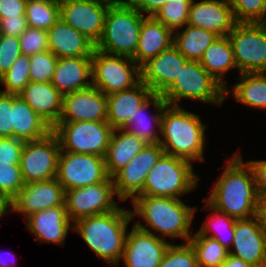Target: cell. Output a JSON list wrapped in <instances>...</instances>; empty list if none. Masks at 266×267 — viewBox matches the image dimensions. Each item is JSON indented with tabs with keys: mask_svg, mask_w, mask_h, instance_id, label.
<instances>
[{
	"mask_svg": "<svg viewBox=\"0 0 266 267\" xmlns=\"http://www.w3.org/2000/svg\"><path fill=\"white\" fill-rule=\"evenodd\" d=\"M152 94L142 81L133 88L107 94V122L113 129H121Z\"/></svg>",
	"mask_w": 266,
	"mask_h": 267,
	"instance_id": "484cf974",
	"label": "cell"
},
{
	"mask_svg": "<svg viewBox=\"0 0 266 267\" xmlns=\"http://www.w3.org/2000/svg\"><path fill=\"white\" fill-rule=\"evenodd\" d=\"M228 38L239 73L266 71V30L260 23H237Z\"/></svg>",
	"mask_w": 266,
	"mask_h": 267,
	"instance_id": "30bf717a",
	"label": "cell"
},
{
	"mask_svg": "<svg viewBox=\"0 0 266 267\" xmlns=\"http://www.w3.org/2000/svg\"><path fill=\"white\" fill-rule=\"evenodd\" d=\"M19 45L22 55H34L49 50L48 32L46 30L28 27L19 36Z\"/></svg>",
	"mask_w": 266,
	"mask_h": 267,
	"instance_id": "7bdbcfd3",
	"label": "cell"
},
{
	"mask_svg": "<svg viewBox=\"0 0 266 267\" xmlns=\"http://www.w3.org/2000/svg\"><path fill=\"white\" fill-rule=\"evenodd\" d=\"M188 60L171 45L140 67L141 81L154 94H162L179 76Z\"/></svg>",
	"mask_w": 266,
	"mask_h": 267,
	"instance_id": "ffe728a7",
	"label": "cell"
},
{
	"mask_svg": "<svg viewBox=\"0 0 266 267\" xmlns=\"http://www.w3.org/2000/svg\"><path fill=\"white\" fill-rule=\"evenodd\" d=\"M258 216L266 232V196L259 197Z\"/></svg>",
	"mask_w": 266,
	"mask_h": 267,
	"instance_id": "f5cc1de1",
	"label": "cell"
},
{
	"mask_svg": "<svg viewBox=\"0 0 266 267\" xmlns=\"http://www.w3.org/2000/svg\"><path fill=\"white\" fill-rule=\"evenodd\" d=\"M207 202L216 210L240 220L258 215L259 195L253 170L238 152L229 159Z\"/></svg>",
	"mask_w": 266,
	"mask_h": 267,
	"instance_id": "6da1fadb",
	"label": "cell"
},
{
	"mask_svg": "<svg viewBox=\"0 0 266 267\" xmlns=\"http://www.w3.org/2000/svg\"><path fill=\"white\" fill-rule=\"evenodd\" d=\"M0 136L13 137L12 94L0 92Z\"/></svg>",
	"mask_w": 266,
	"mask_h": 267,
	"instance_id": "bcb514c9",
	"label": "cell"
},
{
	"mask_svg": "<svg viewBox=\"0 0 266 267\" xmlns=\"http://www.w3.org/2000/svg\"><path fill=\"white\" fill-rule=\"evenodd\" d=\"M221 267H253V266L244 262L241 258L229 254L226 260L221 264Z\"/></svg>",
	"mask_w": 266,
	"mask_h": 267,
	"instance_id": "816d5d0a",
	"label": "cell"
},
{
	"mask_svg": "<svg viewBox=\"0 0 266 267\" xmlns=\"http://www.w3.org/2000/svg\"><path fill=\"white\" fill-rule=\"evenodd\" d=\"M27 28L28 24L25 16H18V18L5 17L0 19V35L19 38Z\"/></svg>",
	"mask_w": 266,
	"mask_h": 267,
	"instance_id": "7dc6e473",
	"label": "cell"
},
{
	"mask_svg": "<svg viewBox=\"0 0 266 267\" xmlns=\"http://www.w3.org/2000/svg\"><path fill=\"white\" fill-rule=\"evenodd\" d=\"M198 180L192 162L164 154L149 171L137 196L179 198L195 189Z\"/></svg>",
	"mask_w": 266,
	"mask_h": 267,
	"instance_id": "8992f818",
	"label": "cell"
},
{
	"mask_svg": "<svg viewBox=\"0 0 266 267\" xmlns=\"http://www.w3.org/2000/svg\"><path fill=\"white\" fill-rule=\"evenodd\" d=\"M20 55L22 52L19 38L0 35V77L10 69Z\"/></svg>",
	"mask_w": 266,
	"mask_h": 267,
	"instance_id": "ee69618b",
	"label": "cell"
},
{
	"mask_svg": "<svg viewBox=\"0 0 266 267\" xmlns=\"http://www.w3.org/2000/svg\"><path fill=\"white\" fill-rule=\"evenodd\" d=\"M0 254L2 255V256L0 255V267H12V266L14 267L15 262L14 261L11 262V260L9 259L7 260V258L5 257L6 253L2 252Z\"/></svg>",
	"mask_w": 266,
	"mask_h": 267,
	"instance_id": "11a10c76",
	"label": "cell"
},
{
	"mask_svg": "<svg viewBox=\"0 0 266 267\" xmlns=\"http://www.w3.org/2000/svg\"><path fill=\"white\" fill-rule=\"evenodd\" d=\"M64 198L65 191L56 178L25 183L12 200L11 211L22 214L26 219L32 213L65 205Z\"/></svg>",
	"mask_w": 266,
	"mask_h": 267,
	"instance_id": "ac0fdd59",
	"label": "cell"
},
{
	"mask_svg": "<svg viewBox=\"0 0 266 267\" xmlns=\"http://www.w3.org/2000/svg\"><path fill=\"white\" fill-rule=\"evenodd\" d=\"M218 36L200 27L186 25L184 31L173 32V45L190 61H200L205 50Z\"/></svg>",
	"mask_w": 266,
	"mask_h": 267,
	"instance_id": "1f68e13d",
	"label": "cell"
},
{
	"mask_svg": "<svg viewBox=\"0 0 266 267\" xmlns=\"http://www.w3.org/2000/svg\"><path fill=\"white\" fill-rule=\"evenodd\" d=\"M91 60L92 86L105 95L133 88L141 81L140 67L131 57L94 49Z\"/></svg>",
	"mask_w": 266,
	"mask_h": 267,
	"instance_id": "9c48e42d",
	"label": "cell"
},
{
	"mask_svg": "<svg viewBox=\"0 0 266 267\" xmlns=\"http://www.w3.org/2000/svg\"><path fill=\"white\" fill-rule=\"evenodd\" d=\"M58 58L49 50L30 56V81L51 82Z\"/></svg>",
	"mask_w": 266,
	"mask_h": 267,
	"instance_id": "ab89813d",
	"label": "cell"
},
{
	"mask_svg": "<svg viewBox=\"0 0 266 267\" xmlns=\"http://www.w3.org/2000/svg\"><path fill=\"white\" fill-rule=\"evenodd\" d=\"M19 95L52 128L58 123L63 95L51 82L30 81Z\"/></svg>",
	"mask_w": 266,
	"mask_h": 267,
	"instance_id": "d4e9b609",
	"label": "cell"
},
{
	"mask_svg": "<svg viewBox=\"0 0 266 267\" xmlns=\"http://www.w3.org/2000/svg\"><path fill=\"white\" fill-rule=\"evenodd\" d=\"M204 207V209H210L215 212L211 215V218L208 217L205 220L204 224L195 235H205L216 239L222 246L231 250L234 239V227L237 219L214 209L208 202ZM224 231L225 233H223ZM224 234H228V236L223 237Z\"/></svg>",
	"mask_w": 266,
	"mask_h": 267,
	"instance_id": "836d02e7",
	"label": "cell"
},
{
	"mask_svg": "<svg viewBox=\"0 0 266 267\" xmlns=\"http://www.w3.org/2000/svg\"><path fill=\"white\" fill-rule=\"evenodd\" d=\"M108 177L104 157L60 151L56 180L64 191L96 184Z\"/></svg>",
	"mask_w": 266,
	"mask_h": 267,
	"instance_id": "4fadbf2b",
	"label": "cell"
},
{
	"mask_svg": "<svg viewBox=\"0 0 266 267\" xmlns=\"http://www.w3.org/2000/svg\"><path fill=\"white\" fill-rule=\"evenodd\" d=\"M161 95L169 105L180 106L178 100L195 99L220 106L226 98V88L199 61L188 60L176 80Z\"/></svg>",
	"mask_w": 266,
	"mask_h": 267,
	"instance_id": "52a82bcc",
	"label": "cell"
},
{
	"mask_svg": "<svg viewBox=\"0 0 266 267\" xmlns=\"http://www.w3.org/2000/svg\"><path fill=\"white\" fill-rule=\"evenodd\" d=\"M112 2H128L129 0H110Z\"/></svg>",
	"mask_w": 266,
	"mask_h": 267,
	"instance_id": "6f0895ef",
	"label": "cell"
},
{
	"mask_svg": "<svg viewBox=\"0 0 266 267\" xmlns=\"http://www.w3.org/2000/svg\"><path fill=\"white\" fill-rule=\"evenodd\" d=\"M131 201V207L135 210L130 211L132 219L139 215L146 221L145 226L140 221L134 223L135 227L164 240L166 237H178L185 242L189 241L192 236L190 226L197 211L196 207L187 206L180 198L136 196ZM146 226L159 234L150 231Z\"/></svg>",
	"mask_w": 266,
	"mask_h": 267,
	"instance_id": "7a4b0ae2",
	"label": "cell"
},
{
	"mask_svg": "<svg viewBox=\"0 0 266 267\" xmlns=\"http://www.w3.org/2000/svg\"><path fill=\"white\" fill-rule=\"evenodd\" d=\"M47 32L49 51L57 58L92 56L95 45L61 19Z\"/></svg>",
	"mask_w": 266,
	"mask_h": 267,
	"instance_id": "cb8c5ba5",
	"label": "cell"
},
{
	"mask_svg": "<svg viewBox=\"0 0 266 267\" xmlns=\"http://www.w3.org/2000/svg\"><path fill=\"white\" fill-rule=\"evenodd\" d=\"M260 24L264 27V29L266 30V15L264 17V19L260 22Z\"/></svg>",
	"mask_w": 266,
	"mask_h": 267,
	"instance_id": "9f6ffc18",
	"label": "cell"
},
{
	"mask_svg": "<svg viewBox=\"0 0 266 267\" xmlns=\"http://www.w3.org/2000/svg\"><path fill=\"white\" fill-rule=\"evenodd\" d=\"M30 56L20 55L10 69L0 77V84L5 90L0 92L19 95L30 82Z\"/></svg>",
	"mask_w": 266,
	"mask_h": 267,
	"instance_id": "8d00e7d4",
	"label": "cell"
},
{
	"mask_svg": "<svg viewBox=\"0 0 266 267\" xmlns=\"http://www.w3.org/2000/svg\"><path fill=\"white\" fill-rule=\"evenodd\" d=\"M107 121V96L91 86L63 95L58 122Z\"/></svg>",
	"mask_w": 266,
	"mask_h": 267,
	"instance_id": "e0dca14e",
	"label": "cell"
},
{
	"mask_svg": "<svg viewBox=\"0 0 266 267\" xmlns=\"http://www.w3.org/2000/svg\"><path fill=\"white\" fill-rule=\"evenodd\" d=\"M146 17L128 2H112L95 49L110 55L132 58L138 47L142 22Z\"/></svg>",
	"mask_w": 266,
	"mask_h": 267,
	"instance_id": "5b68a950",
	"label": "cell"
},
{
	"mask_svg": "<svg viewBox=\"0 0 266 267\" xmlns=\"http://www.w3.org/2000/svg\"><path fill=\"white\" fill-rule=\"evenodd\" d=\"M24 143L15 137H3L0 142V163L20 165Z\"/></svg>",
	"mask_w": 266,
	"mask_h": 267,
	"instance_id": "f6af8a7d",
	"label": "cell"
},
{
	"mask_svg": "<svg viewBox=\"0 0 266 267\" xmlns=\"http://www.w3.org/2000/svg\"><path fill=\"white\" fill-rule=\"evenodd\" d=\"M229 254L253 267H266V232L259 216L236 220Z\"/></svg>",
	"mask_w": 266,
	"mask_h": 267,
	"instance_id": "2e32d148",
	"label": "cell"
},
{
	"mask_svg": "<svg viewBox=\"0 0 266 267\" xmlns=\"http://www.w3.org/2000/svg\"><path fill=\"white\" fill-rule=\"evenodd\" d=\"M158 267H198L195 251L189 242L170 244Z\"/></svg>",
	"mask_w": 266,
	"mask_h": 267,
	"instance_id": "60d3db41",
	"label": "cell"
},
{
	"mask_svg": "<svg viewBox=\"0 0 266 267\" xmlns=\"http://www.w3.org/2000/svg\"><path fill=\"white\" fill-rule=\"evenodd\" d=\"M26 221V229L34 234L40 243L51 242L64 245L71 228V220L67 216L65 205L32 213Z\"/></svg>",
	"mask_w": 266,
	"mask_h": 267,
	"instance_id": "7402d4cb",
	"label": "cell"
},
{
	"mask_svg": "<svg viewBox=\"0 0 266 267\" xmlns=\"http://www.w3.org/2000/svg\"><path fill=\"white\" fill-rule=\"evenodd\" d=\"M251 166L259 197L266 196V160H253L248 162Z\"/></svg>",
	"mask_w": 266,
	"mask_h": 267,
	"instance_id": "681fc988",
	"label": "cell"
},
{
	"mask_svg": "<svg viewBox=\"0 0 266 267\" xmlns=\"http://www.w3.org/2000/svg\"><path fill=\"white\" fill-rule=\"evenodd\" d=\"M60 151L58 137L53 131L42 139L25 142L20 159L24 183L56 178Z\"/></svg>",
	"mask_w": 266,
	"mask_h": 267,
	"instance_id": "8fae6325",
	"label": "cell"
},
{
	"mask_svg": "<svg viewBox=\"0 0 266 267\" xmlns=\"http://www.w3.org/2000/svg\"><path fill=\"white\" fill-rule=\"evenodd\" d=\"M170 244L133 225L127 233L122 259L126 267H158Z\"/></svg>",
	"mask_w": 266,
	"mask_h": 267,
	"instance_id": "d6986e66",
	"label": "cell"
},
{
	"mask_svg": "<svg viewBox=\"0 0 266 267\" xmlns=\"http://www.w3.org/2000/svg\"><path fill=\"white\" fill-rule=\"evenodd\" d=\"M111 3L110 0H59L60 19L96 45Z\"/></svg>",
	"mask_w": 266,
	"mask_h": 267,
	"instance_id": "5bb4252c",
	"label": "cell"
},
{
	"mask_svg": "<svg viewBox=\"0 0 266 267\" xmlns=\"http://www.w3.org/2000/svg\"><path fill=\"white\" fill-rule=\"evenodd\" d=\"M192 1L187 25L203 28L219 36H228L237 24L228 0Z\"/></svg>",
	"mask_w": 266,
	"mask_h": 267,
	"instance_id": "44dd1931",
	"label": "cell"
},
{
	"mask_svg": "<svg viewBox=\"0 0 266 267\" xmlns=\"http://www.w3.org/2000/svg\"><path fill=\"white\" fill-rule=\"evenodd\" d=\"M20 165L0 163V192L13 200L23 188Z\"/></svg>",
	"mask_w": 266,
	"mask_h": 267,
	"instance_id": "b9f144b4",
	"label": "cell"
},
{
	"mask_svg": "<svg viewBox=\"0 0 266 267\" xmlns=\"http://www.w3.org/2000/svg\"><path fill=\"white\" fill-rule=\"evenodd\" d=\"M165 154L160 143L146 144L145 147L112 178L114 191L120 201L133 199L143 189V185L151 168Z\"/></svg>",
	"mask_w": 266,
	"mask_h": 267,
	"instance_id": "9a60e30c",
	"label": "cell"
},
{
	"mask_svg": "<svg viewBox=\"0 0 266 267\" xmlns=\"http://www.w3.org/2000/svg\"><path fill=\"white\" fill-rule=\"evenodd\" d=\"M13 137L24 142L44 138L52 127L20 95L12 94Z\"/></svg>",
	"mask_w": 266,
	"mask_h": 267,
	"instance_id": "83f0119b",
	"label": "cell"
},
{
	"mask_svg": "<svg viewBox=\"0 0 266 267\" xmlns=\"http://www.w3.org/2000/svg\"><path fill=\"white\" fill-rule=\"evenodd\" d=\"M25 17L28 27L48 31L60 19L59 0H27Z\"/></svg>",
	"mask_w": 266,
	"mask_h": 267,
	"instance_id": "e575fe53",
	"label": "cell"
},
{
	"mask_svg": "<svg viewBox=\"0 0 266 267\" xmlns=\"http://www.w3.org/2000/svg\"><path fill=\"white\" fill-rule=\"evenodd\" d=\"M52 131L62 151L104 157L113 128L107 121L58 122Z\"/></svg>",
	"mask_w": 266,
	"mask_h": 267,
	"instance_id": "ba28073f",
	"label": "cell"
},
{
	"mask_svg": "<svg viewBox=\"0 0 266 267\" xmlns=\"http://www.w3.org/2000/svg\"><path fill=\"white\" fill-rule=\"evenodd\" d=\"M199 63L226 88V97L230 90L226 86V72L237 68L233 49L228 36H219L205 50Z\"/></svg>",
	"mask_w": 266,
	"mask_h": 267,
	"instance_id": "4dcf8cb0",
	"label": "cell"
},
{
	"mask_svg": "<svg viewBox=\"0 0 266 267\" xmlns=\"http://www.w3.org/2000/svg\"><path fill=\"white\" fill-rule=\"evenodd\" d=\"M131 210L117 207L108 213L92 215L74 222L71 229L78 233L87 246L108 264L119 265L125 247Z\"/></svg>",
	"mask_w": 266,
	"mask_h": 267,
	"instance_id": "3957f363",
	"label": "cell"
},
{
	"mask_svg": "<svg viewBox=\"0 0 266 267\" xmlns=\"http://www.w3.org/2000/svg\"><path fill=\"white\" fill-rule=\"evenodd\" d=\"M118 133V134H117ZM136 135L129 134L124 129H113L107 148L105 166L109 177H113L124 168L146 145Z\"/></svg>",
	"mask_w": 266,
	"mask_h": 267,
	"instance_id": "f546056e",
	"label": "cell"
},
{
	"mask_svg": "<svg viewBox=\"0 0 266 267\" xmlns=\"http://www.w3.org/2000/svg\"><path fill=\"white\" fill-rule=\"evenodd\" d=\"M171 45L173 32L153 16H147L142 22L138 47L132 59L141 67Z\"/></svg>",
	"mask_w": 266,
	"mask_h": 267,
	"instance_id": "4316f807",
	"label": "cell"
},
{
	"mask_svg": "<svg viewBox=\"0 0 266 267\" xmlns=\"http://www.w3.org/2000/svg\"><path fill=\"white\" fill-rule=\"evenodd\" d=\"M193 0H169L155 14L154 18L172 32L187 25L188 13Z\"/></svg>",
	"mask_w": 266,
	"mask_h": 267,
	"instance_id": "74e56055",
	"label": "cell"
},
{
	"mask_svg": "<svg viewBox=\"0 0 266 267\" xmlns=\"http://www.w3.org/2000/svg\"><path fill=\"white\" fill-rule=\"evenodd\" d=\"M150 104L155 109V115L150 118L151 120L147 117V114L145 115V111ZM166 105L167 102L161 94L153 93L136 109V113L129 118L128 122L121 129H124L129 134L136 135L147 144L159 143L161 135L158 132L161 133V118ZM155 128L159 131H156Z\"/></svg>",
	"mask_w": 266,
	"mask_h": 267,
	"instance_id": "f1b7e54d",
	"label": "cell"
},
{
	"mask_svg": "<svg viewBox=\"0 0 266 267\" xmlns=\"http://www.w3.org/2000/svg\"><path fill=\"white\" fill-rule=\"evenodd\" d=\"M27 0H0V19L25 16Z\"/></svg>",
	"mask_w": 266,
	"mask_h": 267,
	"instance_id": "c3c4849f",
	"label": "cell"
},
{
	"mask_svg": "<svg viewBox=\"0 0 266 267\" xmlns=\"http://www.w3.org/2000/svg\"><path fill=\"white\" fill-rule=\"evenodd\" d=\"M206 125L200 116L182 106L167 104L161 118L159 143L165 154L191 161H204Z\"/></svg>",
	"mask_w": 266,
	"mask_h": 267,
	"instance_id": "277c9868",
	"label": "cell"
},
{
	"mask_svg": "<svg viewBox=\"0 0 266 267\" xmlns=\"http://www.w3.org/2000/svg\"><path fill=\"white\" fill-rule=\"evenodd\" d=\"M10 209L12 210V200L0 192V217L7 215Z\"/></svg>",
	"mask_w": 266,
	"mask_h": 267,
	"instance_id": "db71d44e",
	"label": "cell"
},
{
	"mask_svg": "<svg viewBox=\"0 0 266 267\" xmlns=\"http://www.w3.org/2000/svg\"><path fill=\"white\" fill-rule=\"evenodd\" d=\"M239 81L231 90L236 101L253 108L266 109V74L240 73Z\"/></svg>",
	"mask_w": 266,
	"mask_h": 267,
	"instance_id": "d6a6232c",
	"label": "cell"
},
{
	"mask_svg": "<svg viewBox=\"0 0 266 267\" xmlns=\"http://www.w3.org/2000/svg\"><path fill=\"white\" fill-rule=\"evenodd\" d=\"M237 23H260L266 15V0H228Z\"/></svg>",
	"mask_w": 266,
	"mask_h": 267,
	"instance_id": "f35d334b",
	"label": "cell"
},
{
	"mask_svg": "<svg viewBox=\"0 0 266 267\" xmlns=\"http://www.w3.org/2000/svg\"><path fill=\"white\" fill-rule=\"evenodd\" d=\"M193 247L198 267H221L229 255V250L216 239L205 235H194L188 241Z\"/></svg>",
	"mask_w": 266,
	"mask_h": 267,
	"instance_id": "d590c367",
	"label": "cell"
},
{
	"mask_svg": "<svg viewBox=\"0 0 266 267\" xmlns=\"http://www.w3.org/2000/svg\"><path fill=\"white\" fill-rule=\"evenodd\" d=\"M169 0H129L128 3L147 16L154 14L164 6Z\"/></svg>",
	"mask_w": 266,
	"mask_h": 267,
	"instance_id": "f907efd6",
	"label": "cell"
},
{
	"mask_svg": "<svg viewBox=\"0 0 266 267\" xmlns=\"http://www.w3.org/2000/svg\"><path fill=\"white\" fill-rule=\"evenodd\" d=\"M88 78L92 79L91 57L58 58L51 83L64 95L91 87Z\"/></svg>",
	"mask_w": 266,
	"mask_h": 267,
	"instance_id": "603a6c76",
	"label": "cell"
},
{
	"mask_svg": "<svg viewBox=\"0 0 266 267\" xmlns=\"http://www.w3.org/2000/svg\"><path fill=\"white\" fill-rule=\"evenodd\" d=\"M114 181H105L65 191L64 203L67 216L73 222L92 215L108 213L119 205L114 201Z\"/></svg>",
	"mask_w": 266,
	"mask_h": 267,
	"instance_id": "7c38bea8",
	"label": "cell"
}]
</instances>
